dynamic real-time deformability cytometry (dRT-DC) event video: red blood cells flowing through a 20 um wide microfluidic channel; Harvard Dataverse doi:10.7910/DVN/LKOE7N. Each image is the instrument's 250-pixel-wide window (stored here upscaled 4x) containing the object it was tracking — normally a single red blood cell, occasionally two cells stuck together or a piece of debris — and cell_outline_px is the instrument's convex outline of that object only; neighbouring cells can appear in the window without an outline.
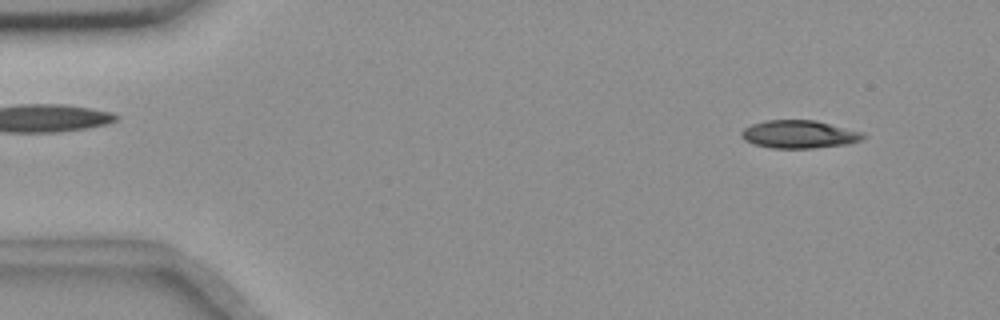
{"species": "common noctule bat (a hibernating species)", "species_latin": "Nyctalus noctula", "temperature_condition": "room temperature", "stored_images_in_passage": 54, "camera_frame_rate_fps": 3000, "um_per_image_px": 0.085, "animal": {"sex": "female", "body_mass_g": 18.4}, "frame": {"image": 1, "passage_image": 4, "time_ms": 1.0, "image_size_px": [1000, 320], "cell_outline_px": [[868, 136], [860, 140], [848, 144], [812, 148], [772, 148], [752, 144], [744, 140], [740, 136], [740, 132], [744, 128], [752, 124], [764, 120], [816, 120], [864, 132]], "centroid_in_image_um": [67.92, 11.41], "position_along_channel_um": 17.1, "area_um2": 20.06}}
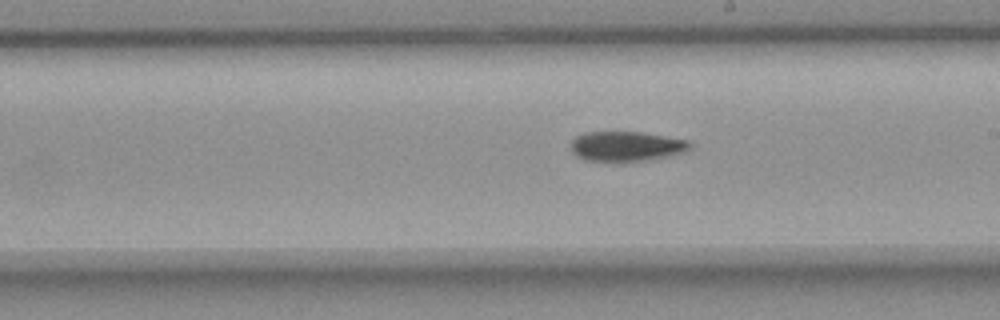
{"frame": {"image": 2, "passage_image": 30, "time_ms": 9.667, "image_size_px": [1000, 320], "cell_outline_px": [[692, 148], [684, 152], [668, 156], [648, 160], [624, 164], [584, 160], [576, 156], [572, 152], [568, 144], [576, 136], [584, 132], [640, 132], [688, 140], [692, 144]], "centroid_in_image_um": [53.19, 12.47], "position_along_channel_um": 235.8, "area_um2": 21.56}}
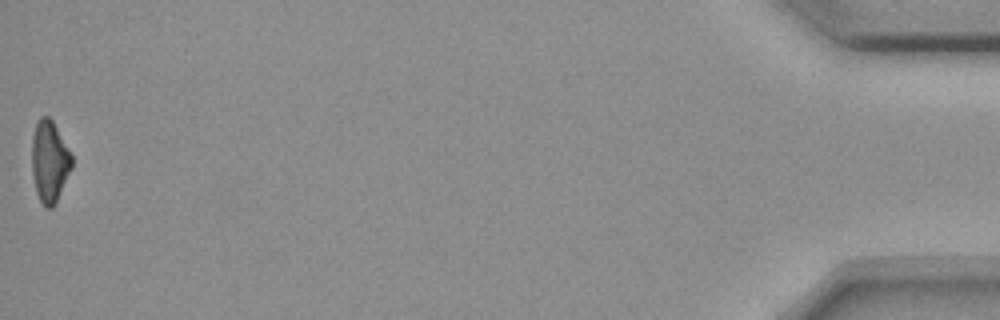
{"frame": {"image": 3, "passage_image": 54, "time_ms": 17.667, "image_size_px": [1000, 320], "cell_outline_px": [[72, 168], [56, 204], [52, 208], [44, 208], [36, 192], [32, 176], [32, 136], [36, 124], [40, 116], [48, 116], [52, 120], [72, 156]], "centroid_in_image_um": [4.2, 13.77], "position_along_channel_um": 431.0, "area_um2": 19.07}, "authors_computed_cell_mechanics": {"area_um2": 20.4901, "velocity_mm_per_s": 3.6703, "shape_relaxation_time_tau1_ms": 7.3459, "shape_relaxation_time_tau2_ms": null, "deformation_change_tau1": 0.1952, "deformation_change_tau2": null}}